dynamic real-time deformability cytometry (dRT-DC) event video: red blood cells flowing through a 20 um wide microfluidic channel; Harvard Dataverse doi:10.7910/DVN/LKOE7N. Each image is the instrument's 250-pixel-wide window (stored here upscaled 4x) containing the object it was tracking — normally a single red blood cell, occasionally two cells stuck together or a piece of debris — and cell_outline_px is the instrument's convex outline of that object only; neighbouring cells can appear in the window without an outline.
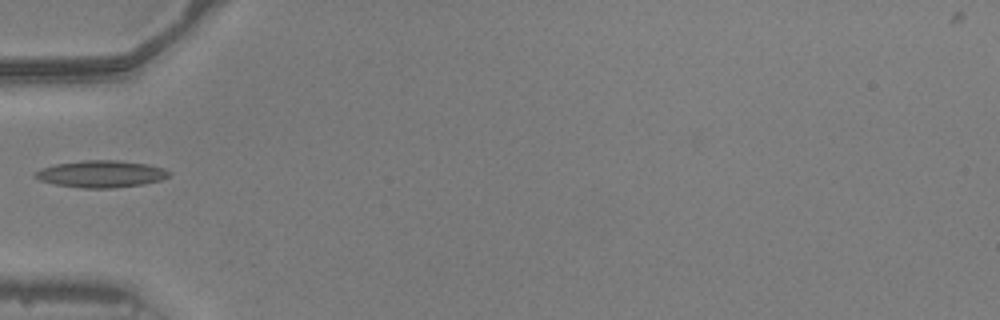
{"species": "common noctule bat (a hibernating species)", "species_latin": "Nyctalus noctula", "temperature_condition": "warm", "stored_images_in_passage": 34, "camera_frame_rate_fps": 3000, "um_per_image_px": 0.085, "animal": {"sex": "male", "body_mass_g": 20.5, "forearm_length_mm": 52.5}, "frame": {"image": 1, "passage_image": 1, "time_ms": 0.0, "image_size_px": [1000, 320], "cell_outline_px": [[172, 172], [168, 176], [160, 180], [144, 184], [112, 188], [80, 188], [56, 184], [40, 180], [32, 176], [40, 168], [56, 164], [84, 160], [116, 160], [148, 164], [164, 168]], "centroid_in_image_um": [8.6, 14.78], "position_along_channel_um": 76.4, "area_um2": 21.04}}
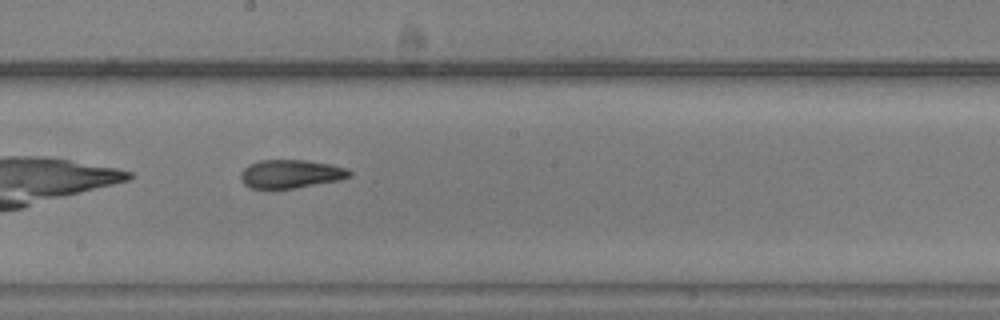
{"frame": {"image": 2, "passage_image": 12, "time_ms": 3.667, "image_size_px": [1000, 320], "cell_outline_px": [[352, 176], [340, 180], [296, 188], [252, 188], [244, 184], [240, 180], [240, 172], [248, 164], [260, 160], [304, 160], [332, 164], [348, 168], [352, 172]], "centroid_in_image_um": [24.73, 14.77], "position_along_channel_um": 223.5, "area_um2": 18.21}}
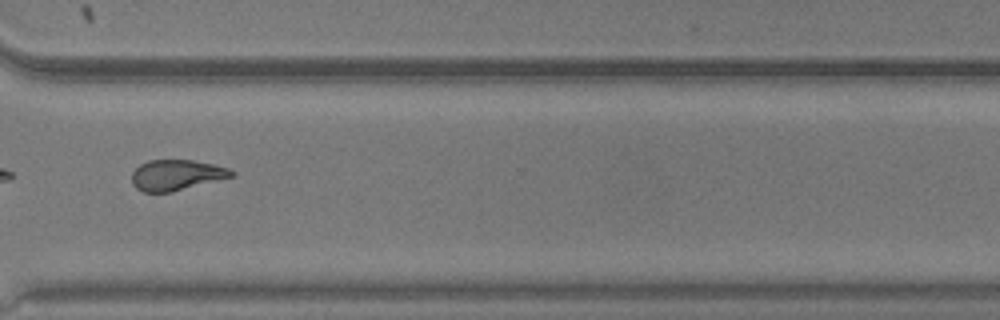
{"frame": {"image": 3, "passage_image": 22, "time_ms": 7.0, "image_size_px": [1000, 320], "cell_outline_px": [[236, 176], [172, 192], [144, 192], [136, 188], [132, 184], [132, 172], [140, 164], [148, 160], [192, 160], [212, 164], [228, 168], [236, 172]], "centroid_in_image_um": [15.01, 14.88], "position_along_channel_um": 355.6, "area_um2": 17.92}}